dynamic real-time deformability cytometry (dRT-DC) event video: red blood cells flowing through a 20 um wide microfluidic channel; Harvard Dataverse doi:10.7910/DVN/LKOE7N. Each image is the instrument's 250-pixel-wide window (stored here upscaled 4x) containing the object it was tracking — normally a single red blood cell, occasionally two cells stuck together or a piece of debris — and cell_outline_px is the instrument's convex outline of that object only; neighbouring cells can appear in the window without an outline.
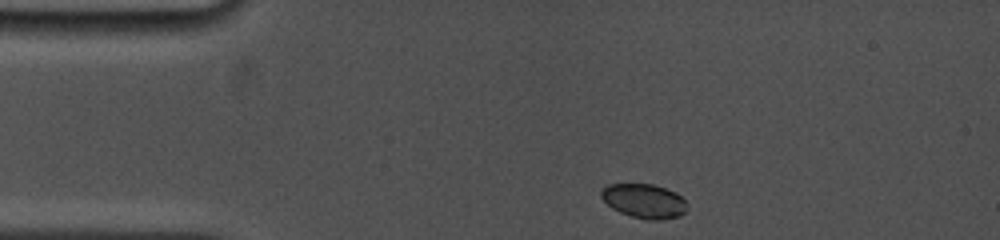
{"species": "common noctule bat (a hibernating species)", "species_latin": "Nyctalus noctula", "temperature_condition": "cold", "stored_images_in_passage": 15, "camera_frame_rate_fps": 5000, "um_per_image_px": 0.085, "animal": {"sex": "female", "body_mass_g": 19.0, "forearm_length_mm": 53.3}, "frame": {"image": 1, "passage_image": 1, "time_ms": 0.0, "image_size_px": [1000, 240], "cell_outline_px": [[688, 208], [680, 216], [660, 220], [648, 220], [632, 216], [620, 212], [612, 208], [600, 196], [600, 192], [608, 184], [652, 184], [676, 192], [688, 204]], "centroid_in_image_um": [54.77, 17.09], "position_along_channel_um": 30.2, "area_um2": 17.11}}
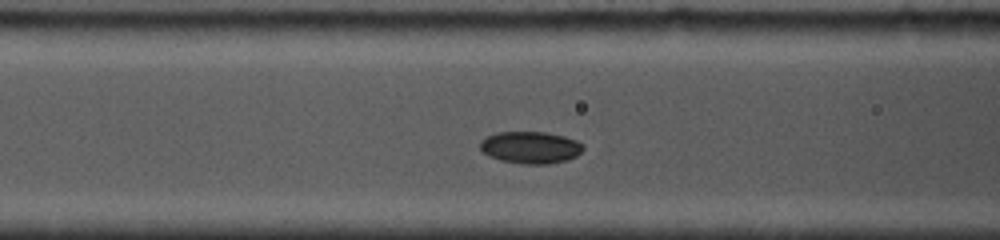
{"frame": {"image": 2, "passage_image": 11, "time_ms": 3.6, "image_size_px": [1000, 240], "cell_outline_px": [[584, 148], [576, 156], [568, 160], [548, 164], [520, 164], [500, 160], [488, 156], [480, 148], [480, 140], [496, 132], [544, 132], [564, 136], [576, 140], [584, 144]], "centroid_in_image_um": [45.09, 12.54], "position_along_channel_um": 121.5, "area_um2": 19.36}}
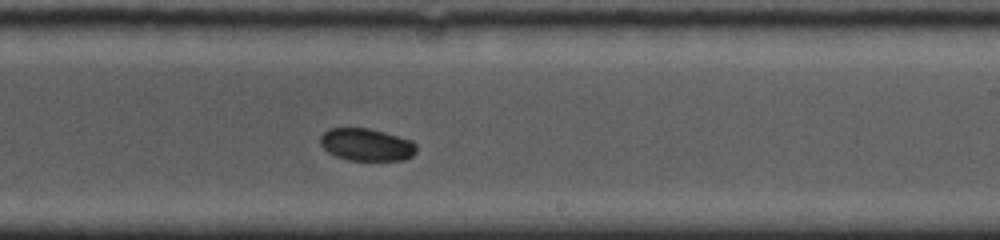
{"frame": {"image": 3, "passage_image": 15, "time_ms": 7.2, "image_size_px": [1000, 240], "cell_outline_px": [[416, 152], [412, 156], [404, 160], [348, 160], [336, 156], [328, 152], [320, 144], [320, 136], [328, 128], [368, 128], [384, 132], [412, 140], [416, 144]], "centroid_in_image_um": [31.15, 12.29], "position_along_channel_um": 257.8, "area_um2": 18.21}}